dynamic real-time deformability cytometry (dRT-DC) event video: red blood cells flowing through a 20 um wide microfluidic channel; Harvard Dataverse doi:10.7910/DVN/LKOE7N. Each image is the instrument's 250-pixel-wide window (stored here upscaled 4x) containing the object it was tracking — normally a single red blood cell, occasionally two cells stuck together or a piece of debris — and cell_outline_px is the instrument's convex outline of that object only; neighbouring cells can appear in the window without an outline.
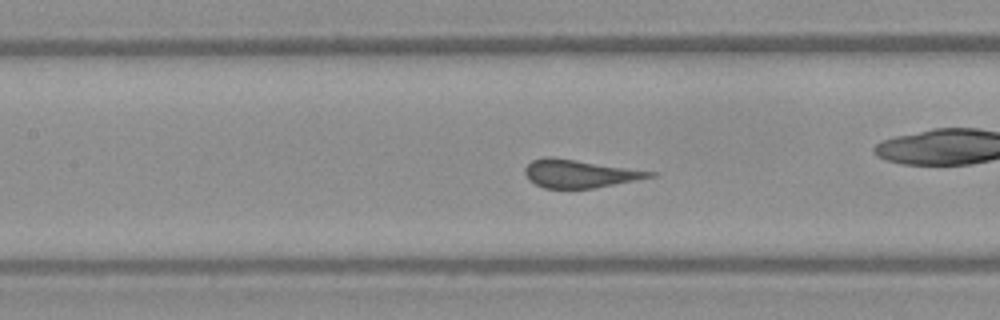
{"species": "Egyptian fruit bat (a non-hibernating species)", "species_latin": "Rousettus aegyptiacus", "temperature_condition": "warm", "stored_images_in_passage": 52, "camera_frame_rate_fps": 3000, "um_per_image_px": 0.085, "frame": {"image": 1, "passage_image": 23, "time_ms": 7.333, "image_size_px": [1000, 320], "cell_outline_px": [[656, 176], [592, 188], [544, 188], [528, 180], [524, 172], [524, 168], [532, 160], [544, 156], [552, 156], [656, 172]], "centroid_in_image_um": [49.21, 14.74], "position_along_channel_um": 158.2, "area_um2": 20.29}, "authors_computed_cell_mechanics": {"area_um2": 21.1837, "velocity_mm_per_s": 3.9072, "shape_relaxation_time_tau1_ms": 10.727, "shape_relaxation_time_tau2_ms": null, "deformation_change_tau1": 0.1133, "deformation_change_tau2": null}}